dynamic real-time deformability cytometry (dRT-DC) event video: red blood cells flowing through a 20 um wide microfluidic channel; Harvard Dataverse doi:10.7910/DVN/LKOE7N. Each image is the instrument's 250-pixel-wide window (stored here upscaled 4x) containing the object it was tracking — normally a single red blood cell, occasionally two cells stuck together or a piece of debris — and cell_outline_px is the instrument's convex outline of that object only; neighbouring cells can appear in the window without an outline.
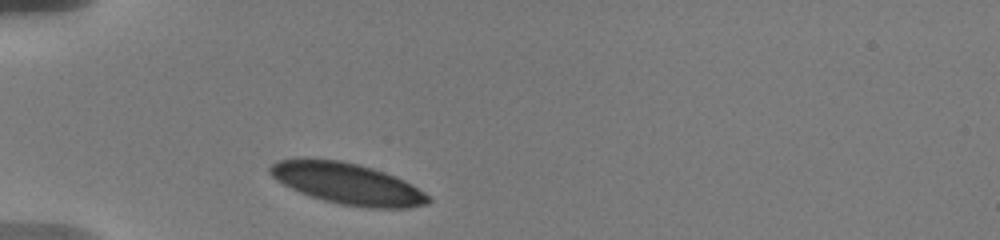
{"species": "human", "species_latin": "Homo sapiens", "temperature_condition": "warm", "stored_images_in_passage": 2, "camera_frame_rate_fps": 3000, "um_per_image_px": 0.085, "donor": {"sex": "male"}, "frame": {"image": 1, "passage_image": 1, "time_ms": 0.0, "image_size_px": [1000, 240], "cell_outline_px": [[432, 200], [428, 204], [408, 208], [368, 208], [340, 204], [324, 200], [300, 192], [276, 180], [268, 172], [268, 168], [276, 160], [300, 156], [308, 156], [340, 160], [360, 164], [396, 176], [412, 184], [432, 196]], "centroid_in_image_um": [29.52, 15.57], "position_along_channel_um": 55.5, "area_um2": 38.84}}